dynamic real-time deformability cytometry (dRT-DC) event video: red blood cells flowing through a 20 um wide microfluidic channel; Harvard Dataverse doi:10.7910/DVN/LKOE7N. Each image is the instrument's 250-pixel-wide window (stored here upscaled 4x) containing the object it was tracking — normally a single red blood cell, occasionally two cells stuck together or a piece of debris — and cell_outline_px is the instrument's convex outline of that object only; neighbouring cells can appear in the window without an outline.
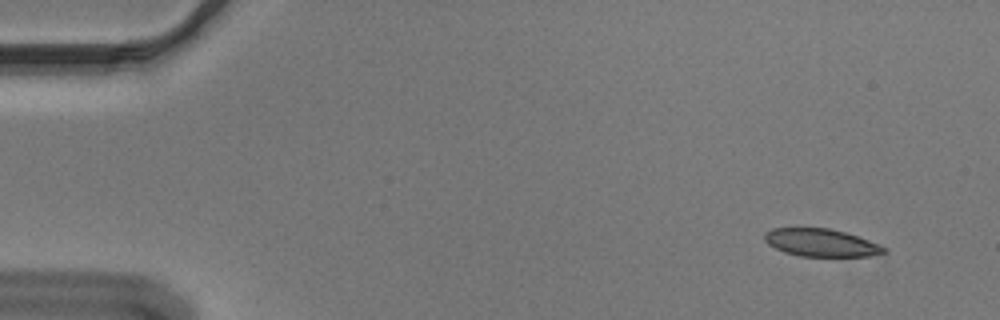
{"species": "Egyptian fruit bat (a non-hibernating species)", "species_latin": "Rousettus aegyptiacus", "temperature_condition": "cold", "stored_images_in_passage": 52, "camera_frame_rate_fps": 3000, "um_per_image_px": 0.085, "animal": {"sex": "male"}, "frame": {"image": 1, "passage_image": 2, "time_ms": 0.333, "image_size_px": [1000, 320], "cell_outline_px": [[888, 252], [868, 256], [800, 256], [784, 252], [768, 244], [764, 240], [764, 232], [772, 228], [828, 228], [844, 232], [868, 240], [884, 248]], "centroid_in_image_um": [69.73, 20.62], "position_along_channel_um": 15.3, "area_um2": 19.02}}
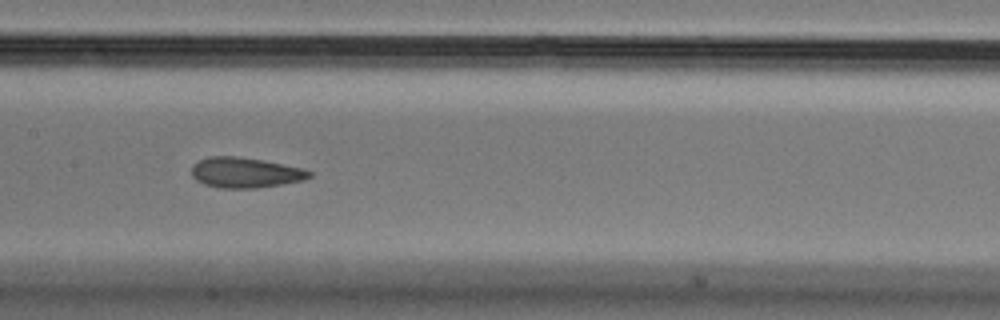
{"frame": {"image": 2, "passage_image": 25, "time_ms": 8.0, "image_size_px": [1000, 320], "cell_outline_px": [[312, 176], [304, 180], [256, 188], [220, 188], [204, 184], [196, 180], [192, 176], [192, 164], [208, 156], [236, 156], [264, 160], [304, 168], [312, 172]], "centroid_in_image_um": [20.85, 14.66], "position_along_channel_um": 186.6, "area_um2": 20.92}}
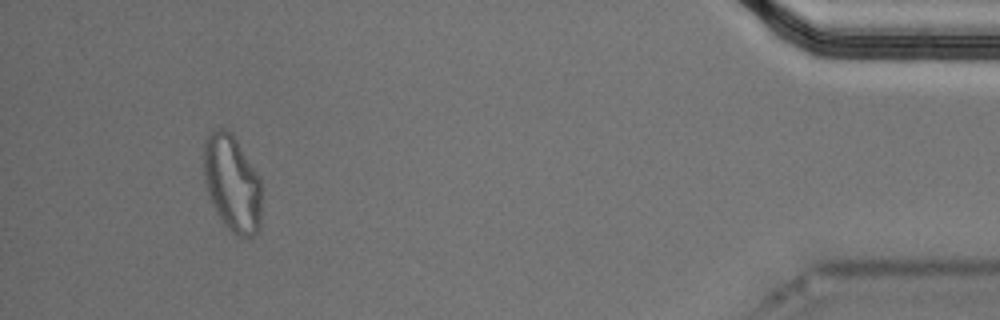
{"frame": {"image": 3, "passage_image": 49, "time_ms": 16.0, "image_size_px": [1000, 320], "cell_outline_px": [[260, 228], [252, 236], [236, 236], [224, 224], [216, 212], [208, 196], [204, 180], [204, 140], [212, 132], [220, 128], [224, 128], [232, 132], [256, 172], [260, 180]], "centroid_in_image_um": [19.71, 15.59], "position_along_channel_um": 415.5, "area_um2": 32.43}, "authors_computed_cell_mechanics": {"area_um2": 21.2415, "velocity_mm_per_s": 3.6521, "shape_relaxation_time_tau1_ms": null, "shape_relaxation_time_tau2_ms": 2.3459, "deformation_change_tau1": null, "deformation_change_tau2": 0.0787}}